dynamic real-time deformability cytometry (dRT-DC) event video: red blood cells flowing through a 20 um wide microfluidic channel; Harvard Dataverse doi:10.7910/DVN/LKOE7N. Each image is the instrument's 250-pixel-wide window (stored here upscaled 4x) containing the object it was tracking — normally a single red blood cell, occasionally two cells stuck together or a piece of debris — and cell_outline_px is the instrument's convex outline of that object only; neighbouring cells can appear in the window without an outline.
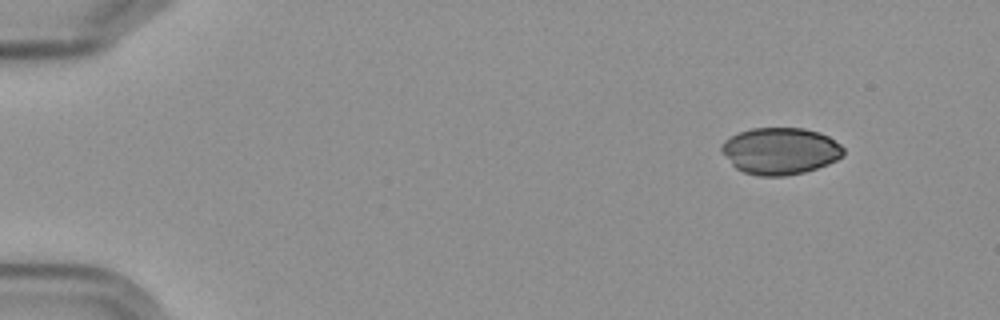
{"species": "Egyptian fruit bat (a non-hibernating species)", "species_latin": "Rousettus aegyptiacus", "temperature_condition": "cold", "stored_images_in_passage": 10, "camera_frame_rate_fps": 3000, "um_per_image_px": 0.085, "frame": {"image": 1, "passage_image": 1, "time_ms": 0.0, "image_size_px": [1000, 320], "cell_outline_px": [[844, 156], [828, 164], [804, 172], [784, 176], [760, 176], [744, 172], [736, 168], [720, 152], [720, 144], [724, 140], [740, 132], [752, 128], [804, 128], [820, 132], [828, 136], [840, 144], [844, 148]], "centroid_in_image_um": [66.32, 12.83], "position_along_channel_um": 18.7, "area_um2": 33.41}}
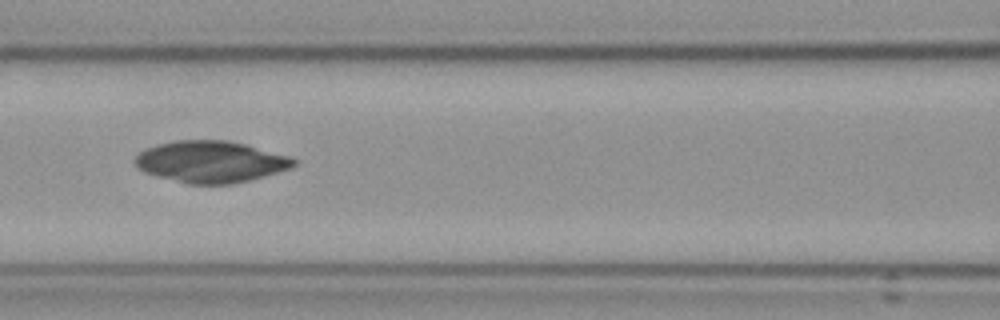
{"frame": {"image": 2, "passage_image": 6, "time_ms": 6.667, "image_size_px": [1000, 320], "cell_outline_px": [[296, 164], [292, 168], [264, 176], [232, 184], [188, 184], [144, 172], [132, 160], [140, 152], [148, 148], [160, 144], [176, 140], [224, 140], [244, 144], [288, 156], [296, 160]], "centroid_in_image_um": [17.91, 13.75], "position_along_channel_um": 148.7, "area_um2": 38.03}}
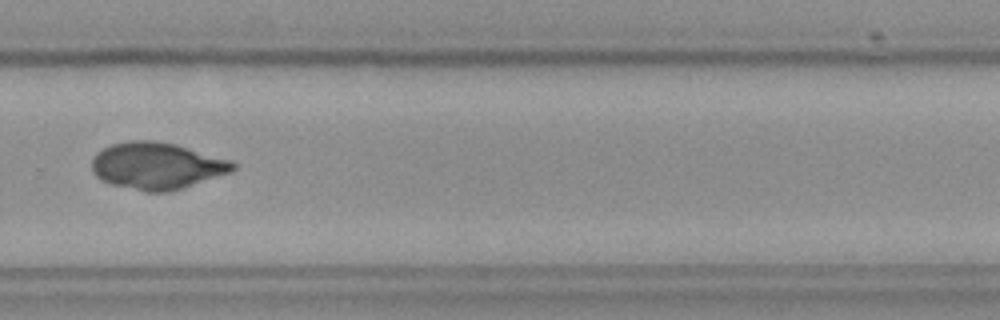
{"frame": {"image": 3, "passage_image": 10, "time_ms": 11.333, "image_size_px": [1000, 320], "cell_outline_px": [[236, 168], [228, 172], [168, 192], [144, 192], [112, 184], [96, 176], [92, 172], [92, 156], [96, 152], [112, 144], [128, 140], [156, 140], [176, 144], [232, 160], [236, 164]], "centroid_in_image_um": [13.29, 14.07], "position_along_channel_um": 316.5, "area_um2": 38.32}}